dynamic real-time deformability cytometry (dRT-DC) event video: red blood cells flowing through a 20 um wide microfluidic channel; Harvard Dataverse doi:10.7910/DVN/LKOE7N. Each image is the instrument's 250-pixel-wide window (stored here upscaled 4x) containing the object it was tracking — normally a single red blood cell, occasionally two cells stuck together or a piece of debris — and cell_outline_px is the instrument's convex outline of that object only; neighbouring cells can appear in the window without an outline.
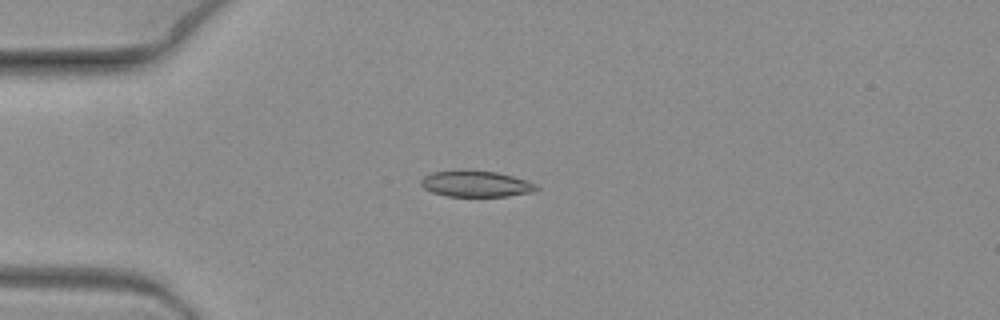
{"species": "common noctule bat (a hibernating species)", "species_latin": "Nyctalus noctula", "temperature_condition": "warm", "stored_images_in_passage": 4, "camera_frame_rate_fps": 3000, "um_per_image_px": 0.085, "animal": {"sex": "female", "body_mass_g": 19.3, "forearm_length_mm": 54.1}, "frame": {"image": 1, "passage_image": 3, "time_ms": 0.667, "image_size_px": [1000, 320], "cell_outline_px": [[540, 188], [532, 192], [508, 196], [448, 196], [432, 192], [424, 188], [420, 184], [420, 180], [424, 176], [432, 172], [464, 168], [496, 172], [512, 176], [536, 184]], "centroid_in_image_um": [40.41, 15.6], "position_along_channel_um": 44.6, "area_um2": 17.86}}